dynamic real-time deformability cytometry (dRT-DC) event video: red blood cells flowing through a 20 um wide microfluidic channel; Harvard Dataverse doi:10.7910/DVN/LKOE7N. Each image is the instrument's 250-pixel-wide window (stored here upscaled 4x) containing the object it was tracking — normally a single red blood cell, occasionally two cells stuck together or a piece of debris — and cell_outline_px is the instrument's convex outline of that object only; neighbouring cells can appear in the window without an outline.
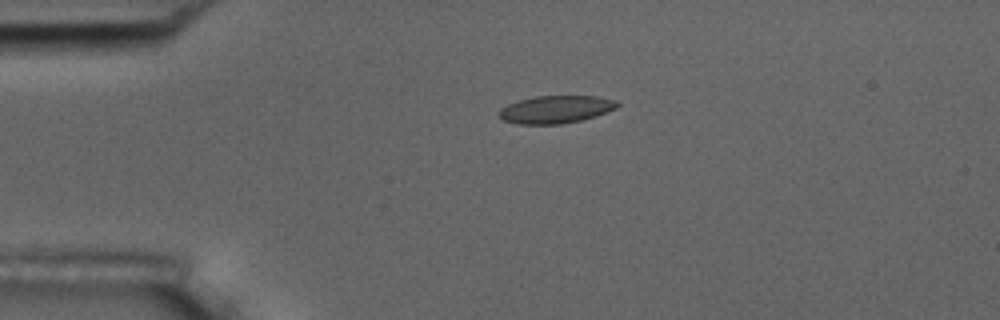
{"species": "common noctule bat (a hibernating species)", "species_latin": "Nyctalus noctula", "temperature_condition": "room temperature", "stored_images_in_passage": 4, "camera_frame_rate_fps": 3000, "um_per_image_px": 0.085, "animal": {"sex": "male", "body_mass_g": 17.5, "forearm_length_mm": 52.3}, "frame": {"image": 1, "passage_image": 3, "time_ms": 3.333, "image_size_px": [1000, 320], "cell_outline_px": [[620, 104], [616, 108], [596, 116], [580, 120], [560, 124], [516, 124], [504, 120], [496, 116], [496, 112], [500, 108], [508, 104], [520, 100], [536, 96], [596, 96], [616, 100]], "centroid_in_image_um": [47.2, 9.3], "position_along_channel_um": 37.8, "area_um2": 19.13}}